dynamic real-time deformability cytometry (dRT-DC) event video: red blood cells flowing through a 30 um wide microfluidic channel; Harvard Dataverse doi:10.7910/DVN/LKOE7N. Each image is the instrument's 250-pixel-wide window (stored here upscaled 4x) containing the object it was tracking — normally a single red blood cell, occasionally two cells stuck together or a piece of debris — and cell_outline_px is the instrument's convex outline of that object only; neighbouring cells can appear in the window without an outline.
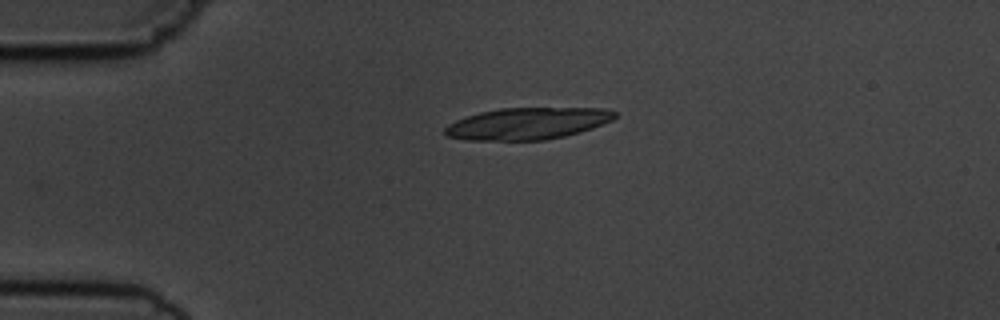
{"species": "common noctule bat (a hibernating species)", "species_latin": "Nyctalus noctula", "temperature_condition": "cold", "stored_images_in_passage": 2, "camera_frame_rate_fps": 3000, "um_per_image_px": 0.085, "animal": {"sex": "male", "body_mass_g": 19.5, "forearm_length_mm": 54.6}, "frame": {"image": 1, "passage_image": 2, "time_ms": 1.333, "image_size_px": [1000, 320], "cell_outline_px": [[616, 116], [612, 120], [592, 128], [580, 132], [564, 136], [544, 140], [468, 140], [448, 136], [444, 132], [444, 128], [448, 124], [456, 120], [480, 112], [500, 108], [604, 108], [616, 112]], "centroid_in_image_um": [44.84, 10.5], "position_along_channel_um": 40.2, "area_um2": 31.33}}